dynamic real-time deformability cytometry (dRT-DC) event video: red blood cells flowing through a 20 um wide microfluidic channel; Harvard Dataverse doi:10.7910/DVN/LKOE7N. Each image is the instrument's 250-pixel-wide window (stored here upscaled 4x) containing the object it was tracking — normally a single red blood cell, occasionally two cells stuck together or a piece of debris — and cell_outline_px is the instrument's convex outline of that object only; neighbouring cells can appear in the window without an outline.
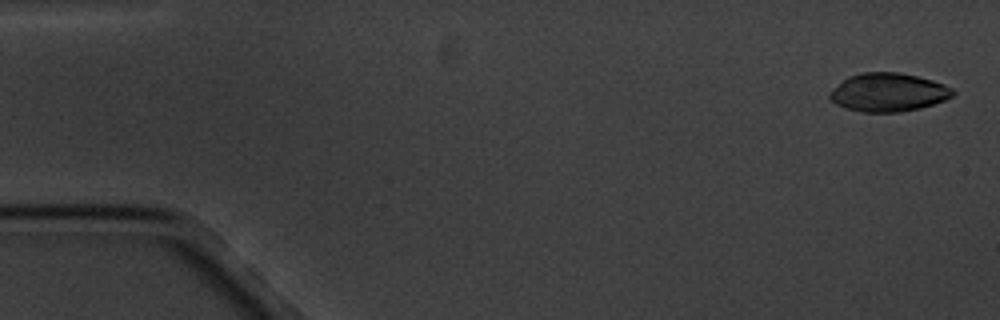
{"species": "common noctule bat (a hibernating species)", "species_latin": "Nyctalus noctula", "temperature_condition": "cold", "stored_images_in_passage": 6, "camera_frame_rate_fps": 3000, "um_per_image_px": 0.085, "animal": {"sex": "male", "body_mass_g": 20.1, "forearm_length_mm": 53.5}, "frame": {"image": 1, "passage_image": 1, "time_ms": 0.0, "image_size_px": [1000, 320], "cell_outline_px": [[956, 92], [952, 96], [944, 100], [920, 108], [900, 112], [860, 112], [844, 108], [836, 104], [828, 96], [828, 92], [848, 76], [864, 72], [900, 72], [932, 80], [944, 84], [952, 88]], "centroid_in_image_um": [75.48, 7.85], "position_along_channel_um": 9.5, "area_um2": 27.63}}
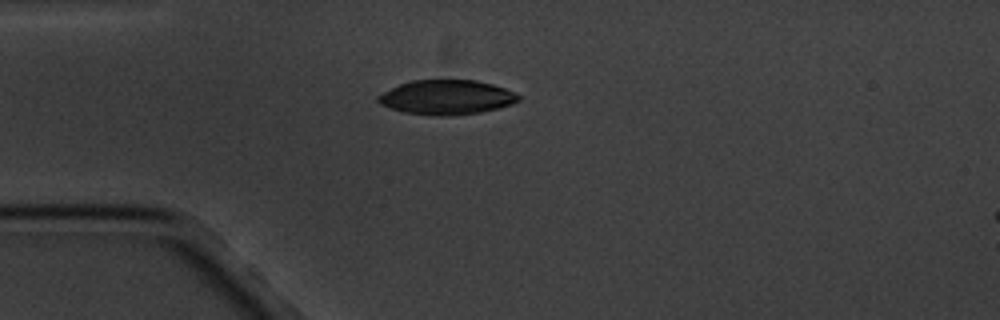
{"frame": {"image": 2, "passage_image": 4, "time_ms": 4.333, "image_size_px": [1000, 320], "cell_outline_px": [[520, 100], [512, 104], [480, 112], [448, 116], [436, 116], [404, 112], [380, 104], [376, 100], [376, 96], [400, 84], [412, 80], [476, 80], [492, 84], [504, 88], [520, 96]], "centroid_in_image_um": [37.95, 8.27], "position_along_channel_um": 47.1, "area_um2": 28.03}}
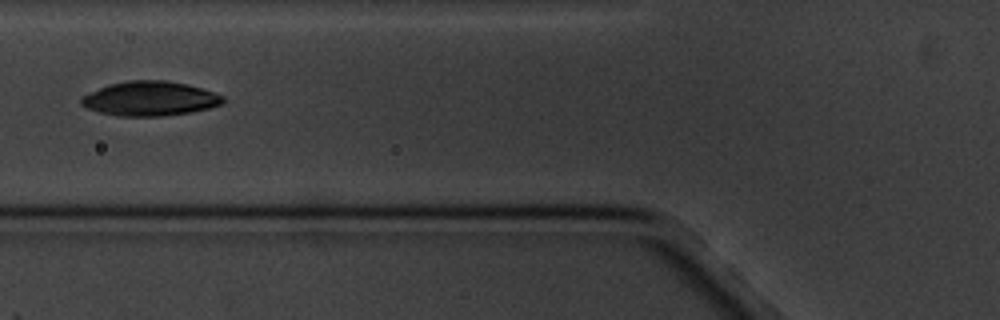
{"frame": {"image": 3, "passage_image": 6, "time_ms": 6.667, "image_size_px": [1000, 320], "cell_outline_px": [[224, 100], [220, 104], [208, 108], [188, 112], [164, 116], [116, 116], [100, 112], [88, 108], [80, 104], [80, 100], [84, 96], [108, 84], [128, 80], [164, 80], [188, 84], [224, 96]], "centroid_in_image_um": [12.73, 8.38], "position_along_channel_um": 113.1, "area_um2": 28.15}}